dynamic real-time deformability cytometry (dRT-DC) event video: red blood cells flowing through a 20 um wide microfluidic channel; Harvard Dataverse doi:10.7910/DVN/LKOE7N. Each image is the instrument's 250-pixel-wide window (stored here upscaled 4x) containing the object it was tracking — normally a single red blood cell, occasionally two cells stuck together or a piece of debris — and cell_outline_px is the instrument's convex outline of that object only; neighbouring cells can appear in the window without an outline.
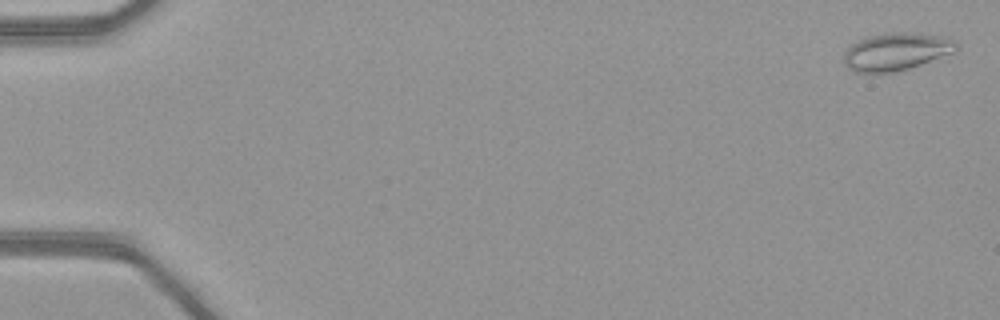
{"species": "common noctule bat (a hibernating species)", "species_latin": "Nyctalus noctula", "temperature_condition": "warm", "stored_images_in_passage": 51, "camera_frame_rate_fps": 3000, "um_per_image_px": 0.085, "animal": {"sex": "female", "body_mass_g": 21.9}, "frame": {"image": 1, "passage_image": 2, "time_ms": 0.333, "image_size_px": [1000, 320], "cell_outline_px": [[960, 44], [956, 52], [896, 72], [856, 72], [848, 68], [844, 64], [844, 52], [852, 44], [868, 36], [892, 32], [908, 32], [948, 36], [956, 40]], "centroid_in_image_um": [76.25, 4.37], "position_along_channel_um": 8.8, "area_um2": 24.8}}
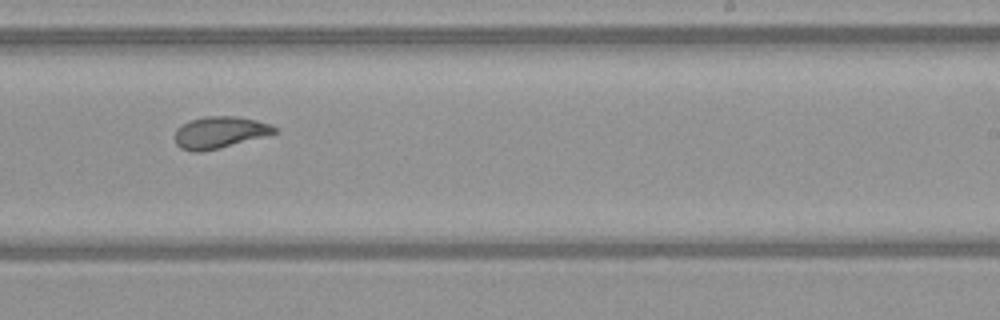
{"frame": {"image": 2, "passage_image": 33, "time_ms": 10.667, "image_size_px": [1000, 320], "cell_outline_px": [[280, 132], [200, 152], [192, 152], [180, 148], [176, 144], [176, 128], [192, 120], [204, 116], [236, 116], [256, 120], [268, 124], [276, 128]], "centroid_in_image_um": [18.66, 11.24], "position_along_channel_um": 270.3, "area_um2": 18.03}}
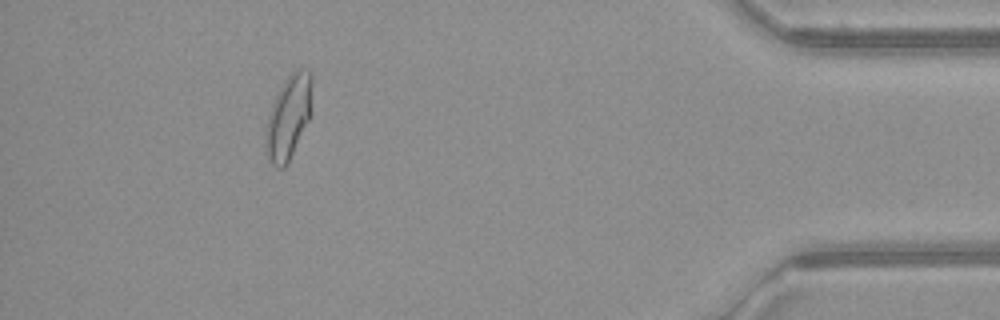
{"frame": {"image": 3, "passage_image": 47, "time_ms": 15.333, "image_size_px": [1000, 320], "cell_outline_px": [[312, 116], [288, 164], [284, 168], [276, 168], [268, 160], [264, 144], [264, 140], [268, 116], [272, 104], [280, 88], [288, 76], [296, 68], [300, 68], [308, 72], [312, 76]], "centroid_in_image_um": [24.54, 10.01], "position_along_channel_um": 410.7, "area_um2": 23.18}, "authors_computed_cell_mechanics": {"area_um2": 20.1144, "velocity_mm_per_s": 4.1566, "shape_relaxation_time_tau1_ms": null, "shape_relaxation_time_tau2_ms": 1.0203, "deformation_change_tau1": null, "deformation_change_tau2": 0.0783}}